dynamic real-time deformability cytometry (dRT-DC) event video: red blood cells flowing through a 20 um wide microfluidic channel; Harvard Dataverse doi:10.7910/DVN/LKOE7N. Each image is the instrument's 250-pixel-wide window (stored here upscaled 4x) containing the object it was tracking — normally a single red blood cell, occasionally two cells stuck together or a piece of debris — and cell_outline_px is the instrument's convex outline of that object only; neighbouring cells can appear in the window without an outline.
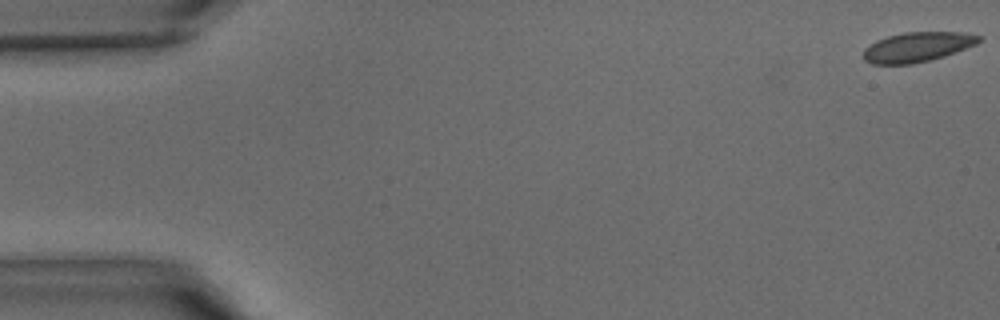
{"species": "common noctule bat (a hibernating species)", "species_latin": "Nyctalus noctula", "temperature_condition": "warm", "stored_images_in_passage": 27, "camera_frame_rate_fps": 3000, "um_per_image_px": 0.085, "animal": {"sex": "male", "body_mass_g": 15.6}, "frame": {"image": 1, "passage_image": 1, "time_ms": 0.0, "image_size_px": [1000, 320], "cell_outline_px": [[984, 40], [976, 44], [956, 52], [944, 56], [912, 64], [872, 64], [864, 60], [864, 48], [876, 40], [888, 36], [904, 32], [960, 32], [984, 36]], "centroid_in_image_um": [78.0, 3.98], "position_along_channel_um": 7.0, "area_um2": 20.11}}
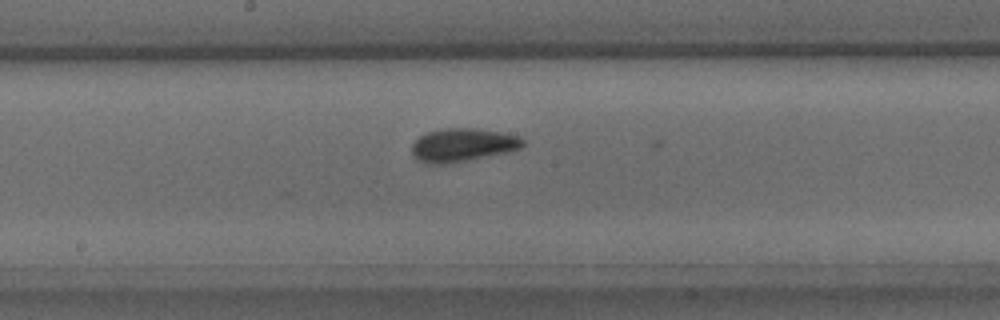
{"frame": {"image": 2, "passage_image": 22, "time_ms": 7.0, "image_size_px": [1000, 320], "cell_outline_px": [[524, 144], [520, 148], [508, 152], [468, 160], [444, 164], [428, 164], [416, 160], [412, 156], [412, 144], [420, 136], [428, 132], [444, 128], [476, 128], [504, 132], [516, 136], [524, 140]], "centroid_in_image_um": [39.3, 12.32], "position_along_channel_um": 208.9, "area_um2": 21.62}}
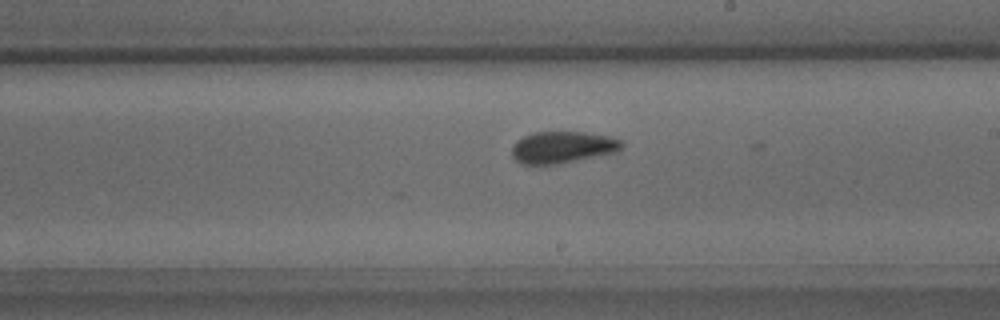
{"frame": {"image": 3, "passage_image": 24, "time_ms": 7.667, "image_size_px": [1000, 320], "cell_outline_px": [[624, 144], [616, 152], [556, 164], [520, 164], [512, 156], [512, 144], [516, 140], [532, 132], [584, 132], [608, 136], [624, 140]], "centroid_in_image_um": [47.79, 12.5], "position_along_channel_um": 241.2, "area_um2": 20.35}}